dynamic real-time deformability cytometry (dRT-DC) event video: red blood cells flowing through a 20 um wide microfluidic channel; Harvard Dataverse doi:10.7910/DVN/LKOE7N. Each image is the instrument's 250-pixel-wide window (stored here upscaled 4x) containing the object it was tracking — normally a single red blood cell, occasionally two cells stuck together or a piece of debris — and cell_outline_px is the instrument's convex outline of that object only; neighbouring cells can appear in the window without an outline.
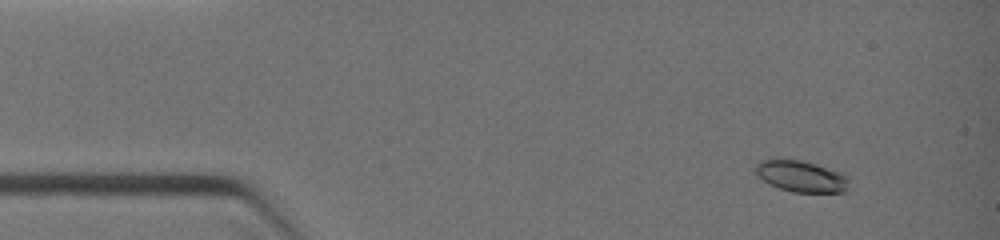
{"species": "common noctule bat (a hibernating species)", "species_latin": "Nyctalus noctula", "temperature_condition": "warm", "stored_images_in_passage": 5, "camera_frame_rate_fps": 3000, "um_per_image_px": 0.085, "animal": {"sex": "female", "body_mass_g": 19.0, "forearm_length_mm": 51.5}, "frame": {"image": 1, "passage_image": 1, "time_ms": 0.0, "image_size_px": [1000, 240], "cell_outline_px": [[848, 180], [844, 192], [792, 192], [768, 184], [756, 176], [752, 168], [760, 160], [776, 156], [800, 160], [836, 172], [844, 176]], "centroid_in_image_um": [67.9, 14.95], "position_along_channel_um": 17.1, "area_um2": 17.17}}
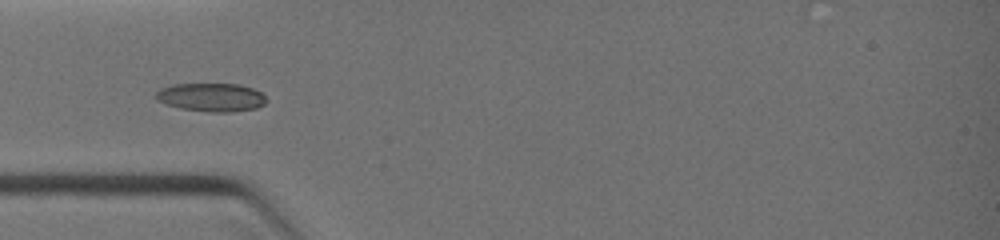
{"frame": {"image": 2, "passage_image": 4, "time_ms": 2.667, "image_size_px": [1000, 240], "cell_outline_px": [[264, 104], [256, 108], [232, 112], [212, 112], [180, 108], [156, 100], [156, 92], [160, 88], [172, 84], [240, 84], [252, 88], [260, 92], [264, 96]], "centroid_in_image_um": [17.94, 8.26], "position_along_channel_um": 67.1, "area_um2": 18.15}}
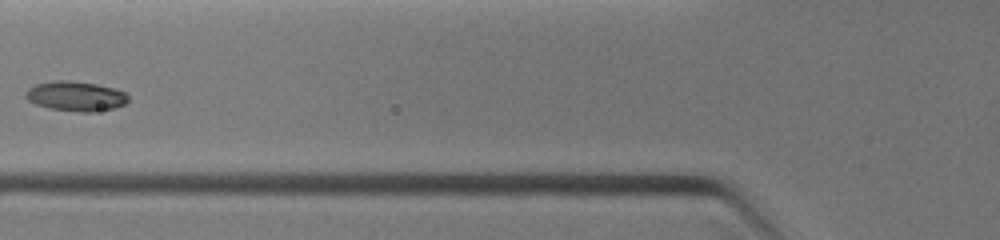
{"frame": {"image": 3, "passage_image": 5, "time_ms": 3.667, "image_size_px": [1000, 240], "cell_outline_px": [[128, 100], [124, 104], [116, 108], [92, 112], [80, 112], [48, 108], [36, 104], [28, 100], [24, 96], [24, 92], [28, 88], [36, 84], [56, 80], [68, 80], [96, 84], [112, 88], [124, 92], [128, 96]], "centroid_in_image_um": [6.41, 8.18], "position_along_channel_um": 119.4, "area_um2": 17.8}}